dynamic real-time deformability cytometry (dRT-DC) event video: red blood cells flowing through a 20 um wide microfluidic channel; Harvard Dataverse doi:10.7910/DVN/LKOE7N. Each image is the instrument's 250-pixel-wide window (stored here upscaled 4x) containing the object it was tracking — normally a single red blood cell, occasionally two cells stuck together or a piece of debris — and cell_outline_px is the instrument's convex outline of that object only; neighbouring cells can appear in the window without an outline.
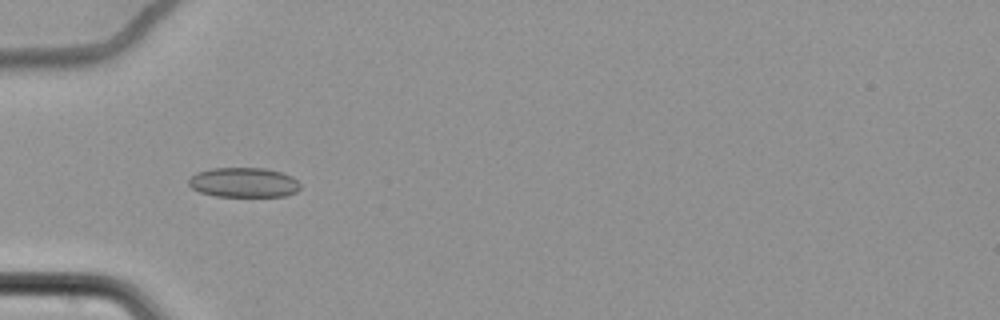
{"species": "common noctule bat (a hibernating species)", "species_latin": "Nyctalus noctula", "temperature_condition": "cold", "stored_images_in_passage": 51, "camera_frame_rate_fps": 3000, "um_per_image_px": 0.085, "animal": {"sex": "female", "body_mass_g": 22.7, "forearm_length_mm": 54.2}, "frame": {"image": 1, "passage_image": 13, "time_ms": 4.0, "image_size_px": [1000, 320], "cell_outline_px": [[300, 188], [296, 192], [284, 196], [216, 196], [200, 192], [192, 188], [188, 184], [188, 180], [196, 172], [212, 168], [264, 168], [280, 172], [292, 176], [300, 184]], "centroid_in_image_um": [20.71, 15.51], "position_along_channel_um": 64.3, "area_um2": 19.31}}
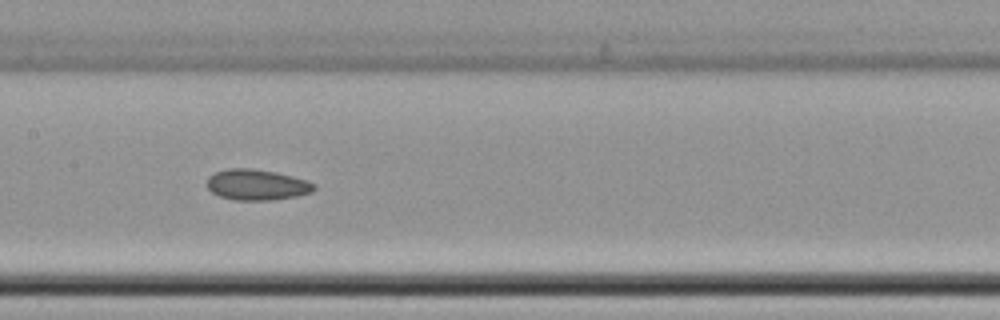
{"frame": {"image": 2, "passage_image": 24, "time_ms": 7.667, "image_size_px": [1000, 320], "cell_outline_px": [[316, 188], [312, 192], [296, 196], [272, 200], [236, 200], [220, 196], [212, 192], [204, 184], [208, 176], [216, 172], [228, 168], [252, 168], [276, 172], [308, 180], [316, 184]], "centroid_in_image_um": [21.82, 15.69], "position_along_channel_um": 185.6, "area_um2": 19.42}}
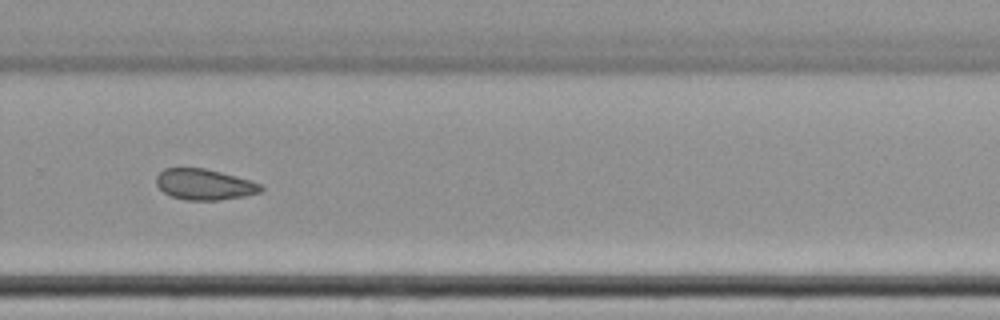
{"frame": {"image": 3, "passage_image": 35, "time_ms": 11.333, "image_size_px": [1000, 320], "cell_outline_px": [[264, 188], [260, 192], [244, 196], [220, 200], [184, 200], [172, 196], [164, 192], [156, 184], [156, 176], [164, 168], [204, 168], [220, 172], [264, 184]], "centroid_in_image_um": [17.38, 15.68], "position_along_channel_um": 312.4, "area_um2": 18.79}, "authors_computed_cell_mechanics": {"area_um2": 19.3052, "velocity_mm_per_s": 3.4612, "shape_relaxation_time_tau1_ms": null, "shape_relaxation_time_tau2_ms": 5.7118, "deformation_change_tau1": null, "deformation_change_tau2": 0.0975}}